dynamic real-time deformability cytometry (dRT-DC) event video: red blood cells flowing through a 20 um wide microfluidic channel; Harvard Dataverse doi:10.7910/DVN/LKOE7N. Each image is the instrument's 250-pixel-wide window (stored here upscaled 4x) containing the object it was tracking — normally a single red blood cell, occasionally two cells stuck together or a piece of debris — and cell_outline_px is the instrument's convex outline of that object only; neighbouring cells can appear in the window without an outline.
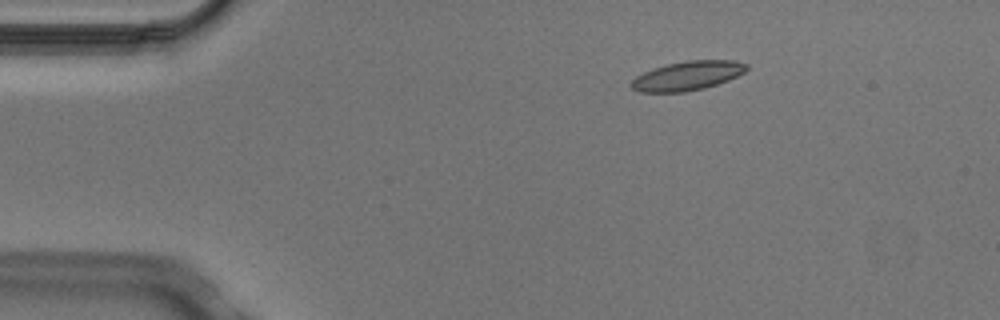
{"species": "Egyptian fruit bat (a non-hibernating species)", "species_latin": "Rousettus aegyptiacus", "temperature_condition": "cold", "stored_images_in_passage": 4, "camera_frame_rate_fps": 3000, "um_per_image_px": 0.085, "animal": {"sex": "male"}, "frame": {"image": 1, "passage_image": 2, "time_ms": 0.333, "image_size_px": [1000, 320], "cell_outline_px": [[748, 68], [744, 72], [728, 80], [704, 88], [684, 92], [640, 92], [632, 88], [628, 84], [636, 76], [652, 68], [668, 64], [688, 60], [732, 60], [748, 64]], "centroid_in_image_um": [58.41, 6.44], "position_along_channel_um": 26.6, "area_um2": 19.54}}
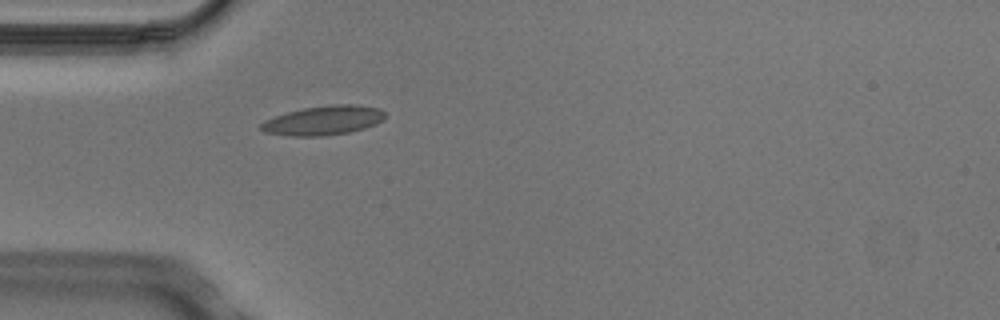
{"frame": {"image": 2, "passage_image": 4, "time_ms": 1.0, "image_size_px": [1000, 320], "cell_outline_px": [[384, 120], [376, 124], [364, 128], [348, 132], [320, 136], [292, 136], [264, 132], [260, 128], [260, 124], [264, 120], [288, 112], [304, 108], [332, 104], [356, 104], [380, 108], [384, 112]], "centroid_in_image_um": [27.51, 10.23], "position_along_channel_um": 57.5, "area_um2": 21.1}}